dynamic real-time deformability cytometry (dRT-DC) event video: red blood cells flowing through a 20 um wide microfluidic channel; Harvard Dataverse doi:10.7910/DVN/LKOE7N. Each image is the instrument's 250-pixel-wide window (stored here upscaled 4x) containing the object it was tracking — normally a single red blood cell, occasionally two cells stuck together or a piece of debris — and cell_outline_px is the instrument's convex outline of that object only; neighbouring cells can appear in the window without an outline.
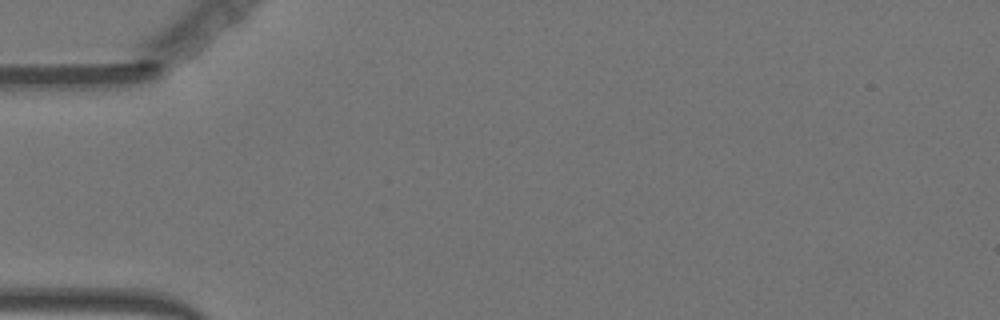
{"species": "Egyptian fruit bat (a non-hibernating species)", "species_latin": "Rousettus aegyptiacus", "temperature_condition": "warm", "stored_images_in_passage": 2, "camera_frame_rate_fps": 3000, "um_per_image_px": 0.085, "animal": {"sex": "female"}, "frame": {"image": 1, "passage_image": 1, "time_ms": 0.0, "image_size_px": [1000, 320], "cell_outline_px": [[260, 24], [252, 44], [228, 68], [208, 84], [196, 88], [188, 88], [180, 80], [232, 16], [236, 16], [260, 20]], "centroid_in_image_um": [18.88, 4.37], "position_along_channel_um": 66.1, "area_um2": 18.44}}